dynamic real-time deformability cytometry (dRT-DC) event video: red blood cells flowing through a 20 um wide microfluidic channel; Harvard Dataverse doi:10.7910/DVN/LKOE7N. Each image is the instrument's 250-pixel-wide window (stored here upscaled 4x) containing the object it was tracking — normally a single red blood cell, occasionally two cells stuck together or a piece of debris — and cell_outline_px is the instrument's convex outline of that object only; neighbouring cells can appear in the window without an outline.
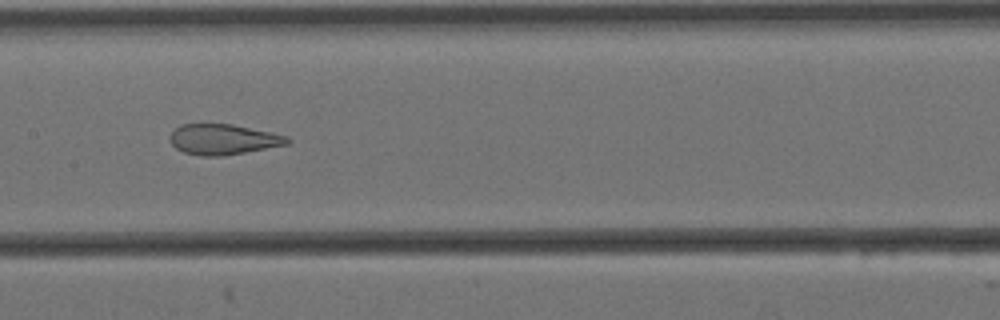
{"species": "Egyptian fruit bat (a non-hibernating species)", "species_latin": "Rousettus aegyptiacus", "temperature_condition": "cold", "stored_images_in_passage": 8, "camera_frame_rate_fps": 3000, "um_per_image_px": 0.085, "animal": {"sex": "female"}, "frame": {"image": 1, "passage_image": 8, "time_ms": 2.333, "image_size_px": [1000, 320], "cell_outline_px": [[292, 140], [288, 144], [244, 152], [220, 156], [200, 156], [184, 152], [176, 148], [168, 140], [172, 132], [180, 124], [232, 124], [272, 132], [288, 136]], "centroid_in_image_um": [18.97, 11.84], "position_along_channel_um": 188.4, "area_um2": 20.81}}